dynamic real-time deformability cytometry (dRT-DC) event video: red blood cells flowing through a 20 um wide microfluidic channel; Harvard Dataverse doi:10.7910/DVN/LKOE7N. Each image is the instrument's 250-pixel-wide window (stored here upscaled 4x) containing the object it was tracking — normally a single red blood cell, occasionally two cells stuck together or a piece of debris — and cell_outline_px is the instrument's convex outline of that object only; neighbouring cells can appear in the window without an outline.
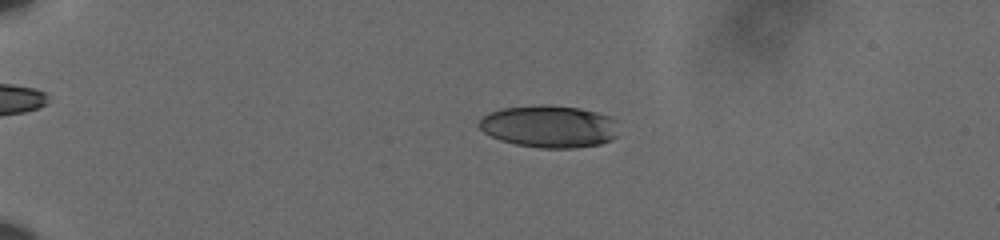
{"species": "human", "species_latin": "Homo sapiens", "temperature_condition": "cold", "stored_images_in_passage": 61, "camera_frame_rate_fps": 3000, "um_per_image_px": 0.085, "donor": {"sex": "male"}, "frame": {"image": 1, "passage_image": 17, "time_ms": 5.333, "image_size_px": [1000, 240], "cell_outline_px": [[616, 136], [612, 140], [600, 144], [576, 148], [540, 148], [516, 144], [500, 140], [484, 132], [480, 128], [480, 120], [488, 112], [504, 108], [580, 108], [596, 112], [608, 116], [616, 120]], "centroid_in_image_um": [46.71, 10.8], "position_along_channel_um": 38.3, "area_um2": 33.18}}
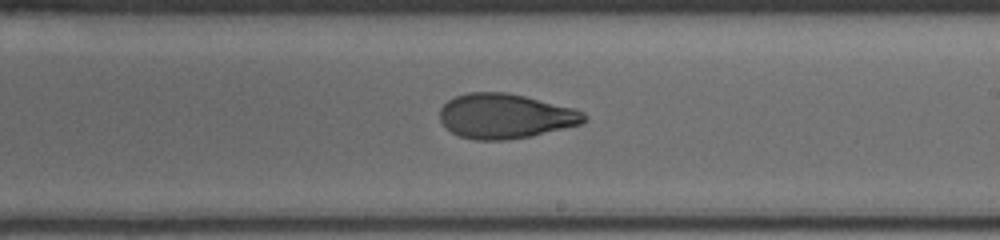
{"frame": {"image": 2, "passage_image": 40, "time_ms": 13.0, "image_size_px": [1000, 240], "cell_outline_px": [[588, 120], [580, 124], [532, 136], [504, 140], [476, 140], [460, 136], [452, 132], [440, 120], [440, 108], [448, 100], [456, 96], [468, 92], [508, 92], [572, 108], [584, 112], [588, 116]], "centroid_in_image_um": [42.95, 9.87], "position_along_channel_um": 246.0, "area_um2": 37.51}}
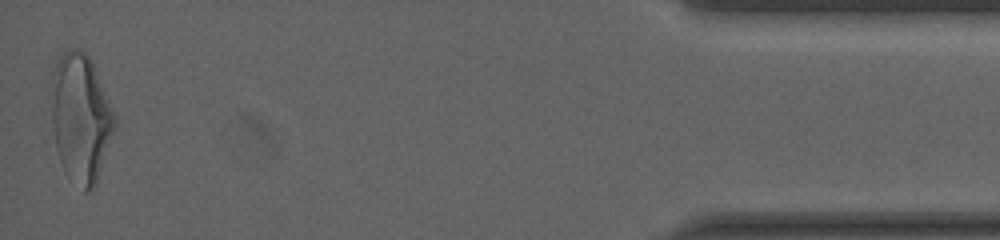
{"frame": {"image": 3, "passage_image": 61, "time_ms": 20.0, "image_size_px": [1000, 240], "cell_outline_px": [[116, 124], [96, 184], [88, 192], [84, 192], [68, 180], [60, 160], [56, 148], [52, 120], [52, 72], [56, 60], [64, 52], [72, 48], [80, 48], [92, 60], [116, 116]], "centroid_in_image_um": [6.86, 10.03], "position_along_channel_um": 428.3, "area_um2": 47.57}, "authors_computed_cell_mechanics": {"area_um2": 37.281, "velocity_mm_per_s": 3.6242, "shape_relaxation_time_tau1_ms": 5.7634, "shape_relaxation_time_tau2_ms": 1.6732, "deformation_change_tau1": 0.2007, "deformation_change_tau2": 0.0778}}